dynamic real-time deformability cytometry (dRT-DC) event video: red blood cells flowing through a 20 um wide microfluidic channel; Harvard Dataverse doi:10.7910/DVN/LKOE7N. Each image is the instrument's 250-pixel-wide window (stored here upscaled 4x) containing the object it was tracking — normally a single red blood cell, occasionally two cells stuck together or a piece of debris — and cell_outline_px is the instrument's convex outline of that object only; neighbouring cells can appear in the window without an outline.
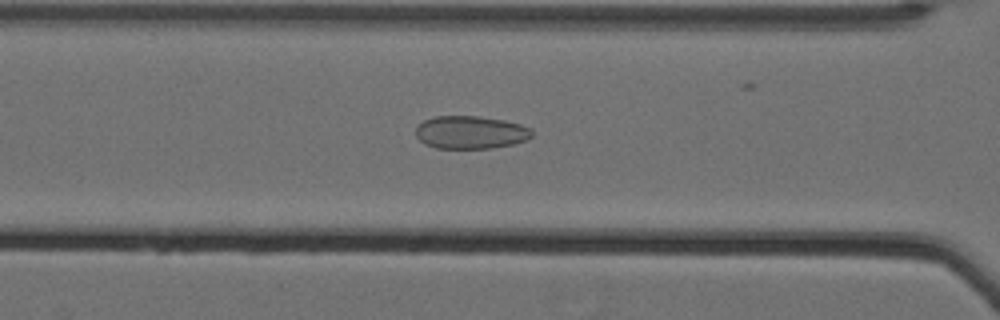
{"species": "Egyptian fruit bat (a non-hibernating species)", "species_latin": "Rousettus aegyptiacus", "temperature_condition": "cold", "stored_images_in_passage": 58, "camera_frame_rate_fps": 3000, "um_per_image_px": 0.085, "animal": {"sex": "female"}, "frame": {"image": 1, "passage_image": 31, "time_ms": 10.0, "image_size_px": [1000, 320], "cell_outline_px": [[532, 136], [528, 140], [512, 144], [492, 148], [436, 148], [424, 144], [416, 136], [416, 124], [424, 120], [436, 116], [480, 116], [504, 120], [520, 124], [532, 128]], "centroid_in_image_um": [40.0, 11.24], "position_along_channel_um": 126.6, "area_um2": 22.48}}
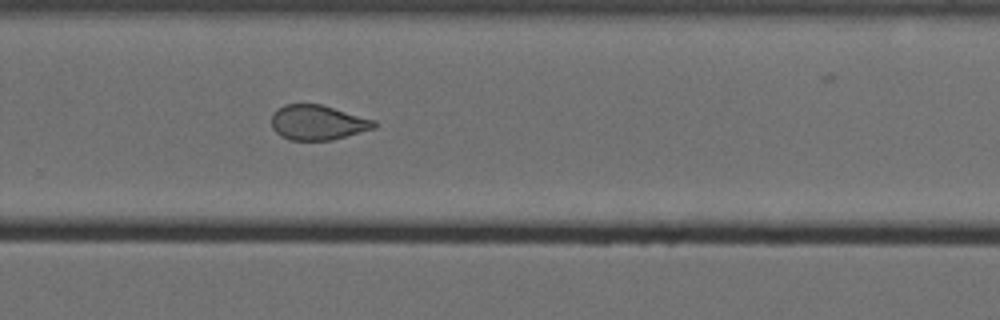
{"frame": {"image": 2, "passage_image": 46, "time_ms": 15.0, "image_size_px": [1000, 320], "cell_outline_px": [[376, 128], [332, 140], [292, 140], [280, 136], [272, 128], [272, 112], [276, 108], [284, 104], [320, 104], [376, 120]], "centroid_in_image_um": [26.99, 10.41], "position_along_channel_um": 302.8, "area_um2": 20.98}}
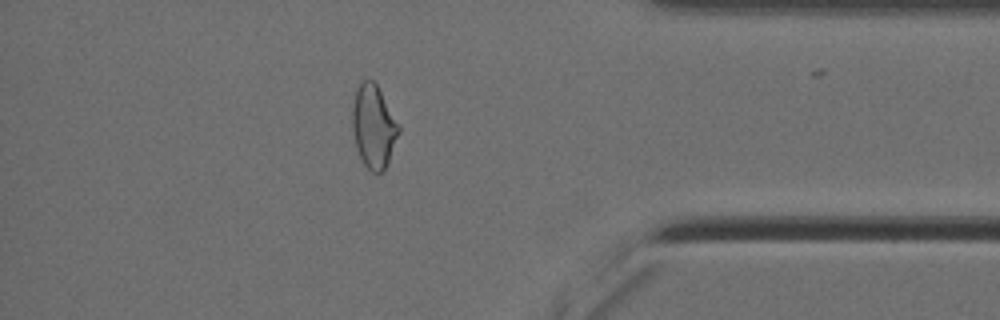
{"frame": {"image": 3, "passage_image": 56, "time_ms": 18.333, "image_size_px": [1000, 320], "cell_outline_px": [[400, 132], [388, 160], [384, 168], [380, 172], [372, 172], [364, 164], [356, 148], [352, 128], [352, 108], [356, 88], [364, 80], [372, 80], [376, 84], [400, 128]], "centroid_in_image_um": [31.73, 10.75], "position_along_channel_um": 403.5, "area_um2": 21.91}}